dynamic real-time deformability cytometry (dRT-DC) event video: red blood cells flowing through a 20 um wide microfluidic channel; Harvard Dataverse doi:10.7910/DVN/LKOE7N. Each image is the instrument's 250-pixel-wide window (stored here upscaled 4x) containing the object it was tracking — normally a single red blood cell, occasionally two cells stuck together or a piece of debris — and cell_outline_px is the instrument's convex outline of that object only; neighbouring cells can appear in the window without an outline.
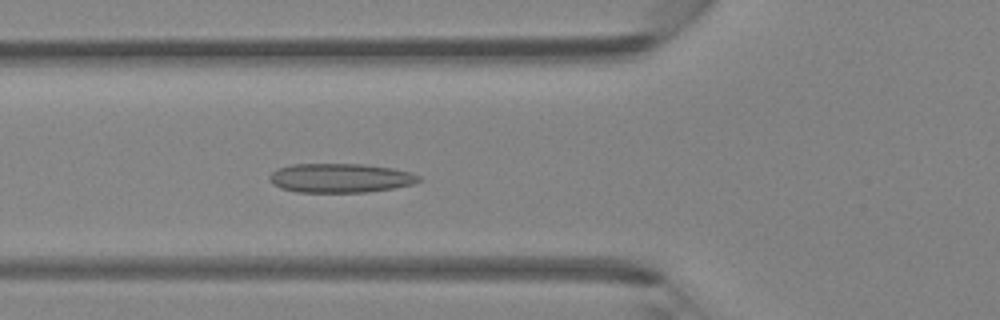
{"species": "Egyptian fruit bat (a non-hibernating species)", "species_latin": "Rousettus aegyptiacus", "temperature_condition": "room temperature", "stored_images_in_passage": 45, "camera_frame_rate_fps": 3000, "um_per_image_px": 0.085, "animal": {"sex": "female"}, "frame": {"image": 1, "passage_image": 16, "time_ms": 5.0, "image_size_px": [1000, 320], "cell_outline_px": [[420, 180], [412, 184], [392, 188], [368, 192], [296, 192], [280, 188], [272, 184], [268, 176], [276, 168], [292, 164], [364, 164], [392, 168], [412, 172], [420, 176]], "centroid_in_image_um": [28.89, 15.13], "position_along_channel_um": 96.9, "area_um2": 25.49}}
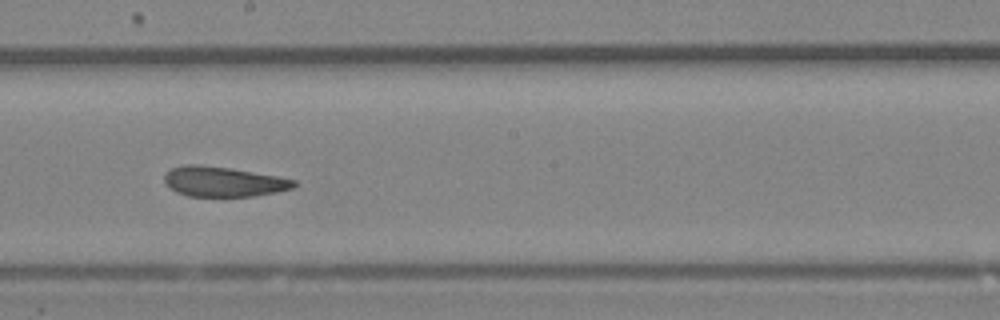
{"frame": {"image": 2, "passage_image": 25, "time_ms": 8.0, "image_size_px": [1000, 320], "cell_outline_px": [[300, 184], [296, 188], [256, 196], [188, 196], [176, 192], [164, 180], [164, 172], [172, 168], [184, 164], [200, 164], [232, 168], [276, 176], [296, 180]], "centroid_in_image_um": [19.03, 15.43], "position_along_channel_um": 229.2, "area_um2": 22.89}}
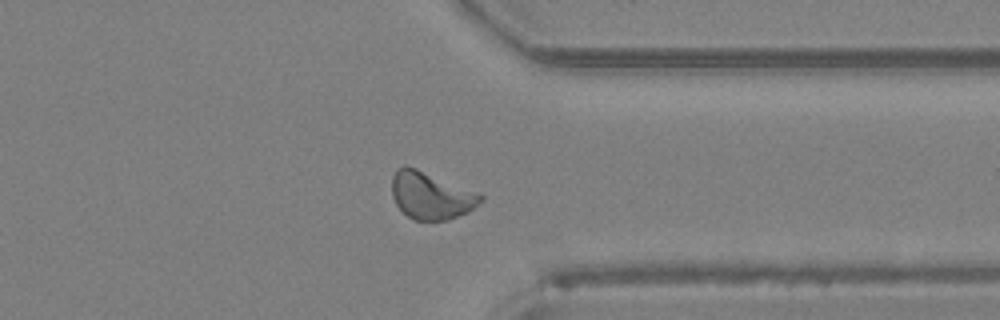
{"frame": {"image": 3, "passage_image": 35, "time_ms": 11.333, "image_size_px": [1000, 320], "cell_outline_px": [[484, 200], [480, 204], [468, 212], [448, 220], [412, 220], [396, 204], [392, 196], [392, 176], [396, 168], [404, 164], [416, 168], [484, 196]], "centroid_in_image_um": [36.6, 16.62], "position_along_channel_um": 374.8, "area_um2": 24.22}}